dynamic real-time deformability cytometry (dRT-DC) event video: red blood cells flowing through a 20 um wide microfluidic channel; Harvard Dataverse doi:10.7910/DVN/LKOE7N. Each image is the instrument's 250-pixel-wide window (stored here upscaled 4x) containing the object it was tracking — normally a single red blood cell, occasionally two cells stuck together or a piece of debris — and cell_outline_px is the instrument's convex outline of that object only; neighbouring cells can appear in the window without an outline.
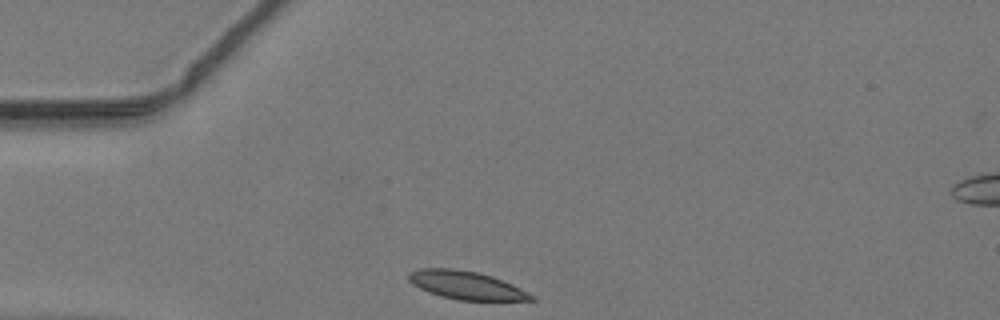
{"species": "common noctule bat (a hibernating species)", "species_latin": "Nyctalus noctula", "temperature_condition": "warm", "stored_images_in_passage": 37, "camera_frame_rate_fps": 3000, "um_per_image_px": 0.085, "animal": {"sex": "male", "body_mass_g": 19.2, "forearm_length_mm": 51.8}, "frame": {"image": 1, "passage_image": 1, "time_ms": 0.0, "image_size_px": [1000, 320], "cell_outline_px": [[536, 300], [460, 300], [440, 296], [428, 292], [412, 284], [408, 280], [408, 272], [420, 268], [452, 268], [480, 272], [492, 276], [512, 284], [536, 296]], "centroid_in_image_um": [39.62, 24.23], "position_along_channel_um": 45.4, "area_um2": 20.23}}
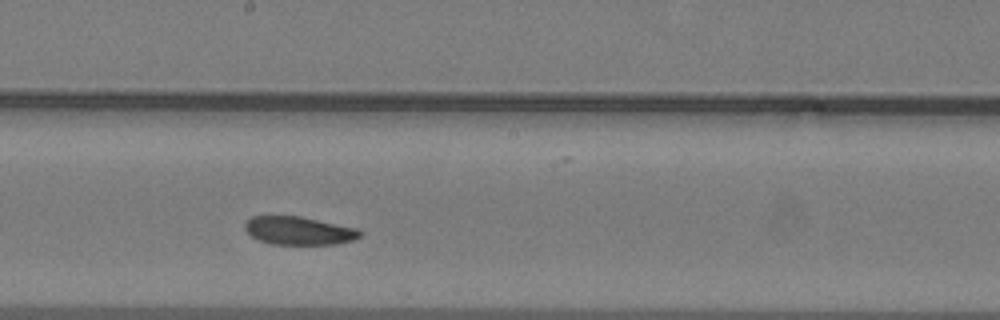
{"frame": {"image": 2, "passage_image": 15, "time_ms": 4.667, "image_size_px": [1000, 320], "cell_outline_px": [[364, 232], [360, 236], [352, 240], [336, 244], [272, 244], [256, 240], [244, 228], [244, 224], [252, 216], [300, 216], [360, 228]], "centroid_in_image_um": [25.43, 19.6], "position_along_channel_um": 222.8, "area_um2": 19.07}}
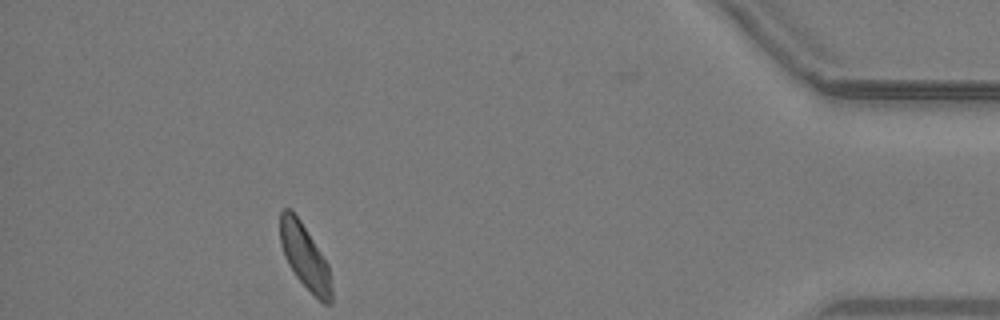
{"frame": {"image": 3, "passage_image": 32, "time_ms": 10.333, "image_size_px": [1000, 320], "cell_outline_px": [[332, 304], [324, 304], [296, 276], [288, 264], [284, 256], [280, 244], [280, 212], [284, 208], [292, 208], [300, 220], [328, 264], [332, 288]], "centroid_in_image_um": [25.9, 21.79], "position_along_channel_um": 409.3, "area_um2": 19.19}}